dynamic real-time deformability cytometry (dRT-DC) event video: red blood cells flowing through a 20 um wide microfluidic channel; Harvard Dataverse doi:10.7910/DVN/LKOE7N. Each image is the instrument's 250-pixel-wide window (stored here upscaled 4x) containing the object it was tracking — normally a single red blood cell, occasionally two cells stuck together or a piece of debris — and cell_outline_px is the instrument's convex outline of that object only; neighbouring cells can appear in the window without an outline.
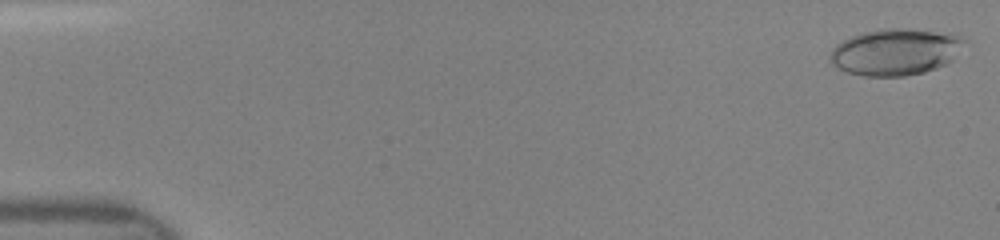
{"species": "human", "species_latin": "Homo sapiens", "temperature_condition": "room temperature", "stored_images_in_passage": 47, "camera_frame_rate_fps": 3000, "um_per_image_px": 0.085, "donor": {"sex": "female"}, "frame": {"image": 1, "passage_image": 1, "time_ms": 0.0, "image_size_px": [1000, 240], "cell_outline_px": [[964, 40], [952, 60], [948, 64], [924, 72], [904, 76], [864, 76], [848, 72], [836, 68], [828, 60], [832, 48], [836, 44], [852, 36], [864, 32], [884, 28], [908, 28], [956, 32]], "centroid_in_image_um": [76.11, 4.4], "position_along_channel_um": 8.9, "area_um2": 36.76}}
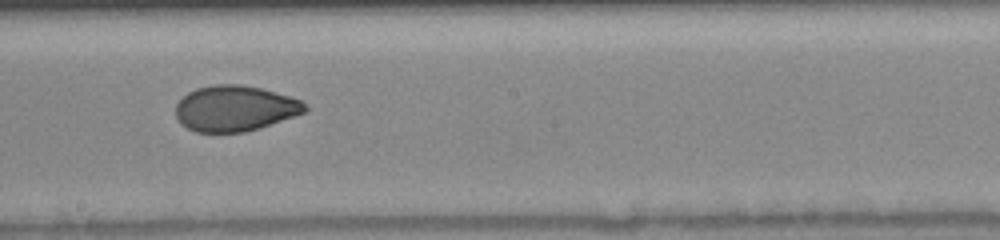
{"frame": {"image": 2, "passage_image": 27, "time_ms": 8.667, "image_size_px": [1000, 240], "cell_outline_px": [[308, 112], [260, 128], [244, 132], [196, 132], [180, 124], [176, 116], [176, 104], [188, 92], [196, 88], [212, 84], [240, 84], [260, 88], [288, 96], [300, 100], [308, 108]], "centroid_in_image_um": [19.97, 9.22], "position_along_channel_um": 228.2, "area_um2": 34.51}}
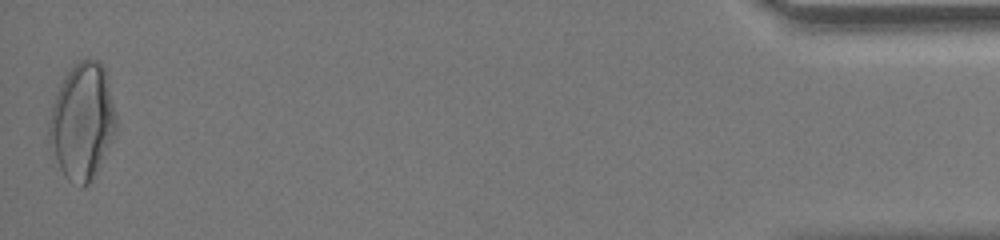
{"frame": {"image": 3, "passage_image": 47, "time_ms": 15.333, "image_size_px": [1000, 240], "cell_outline_px": [[116, 132], [88, 184], [84, 184], [68, 180], [64, 176], [60, 168], [48, 140], [48, 124], [52, 104], [56, 92], [60, 84], [68, 72], [80, 60], [88, 56], [100, 60], [104, 64], [116, 116]], "centroid_in_image_um": [6.98, 10.23], "position_along_channel_um": 428.2, "area_um2": 44.91}}